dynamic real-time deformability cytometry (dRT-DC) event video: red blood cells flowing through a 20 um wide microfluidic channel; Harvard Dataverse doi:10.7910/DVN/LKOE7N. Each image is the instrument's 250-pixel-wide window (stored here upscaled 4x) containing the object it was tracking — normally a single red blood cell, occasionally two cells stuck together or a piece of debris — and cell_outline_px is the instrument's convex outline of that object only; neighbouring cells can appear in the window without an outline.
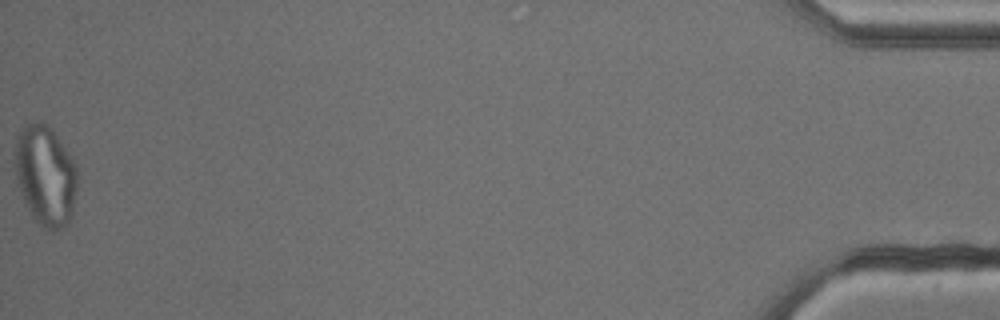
{"species": "common noctule bat (a hibernating species)", "species_latin": "Nyctalus noctula", "temperature_condition": "cold", "stored_images_in_passage": 43, "camera_frame_rate_fps": 3000, "um_per_image_px": 0.085, "animal": {"sex": "male", "body_mass_g": 13.3}, "frame": {"image": 1, "passage_image": 43, "time_ms": 14.0, "image_size_px": [1000, 320], "cell_outline_px": [[76, 192], [72, 216], [68, 224], [52, 232], [40, 224], [32, 216], [20, 192], [16, 176], [12, 156], [16, 136], [20, 128], [28, 124], [44, 120], [52, 128], [72, 160], [76, 168]], "centroid_in_image_um": [3.82, 14.88], "position_along_channel_um": 431.4, "area_um2": 36.76}, "authors_computed_cell_mechanics": {"area_um2": 29.2468, "velocity_mm_per_s": 3.7888, "shape_relaxation_time_tau1_ms": null, "shape_relaxation_time_tau2_ms": 1.4016, "deformation_change_tau1": null, "deformation_change_tau2": 0.088}}